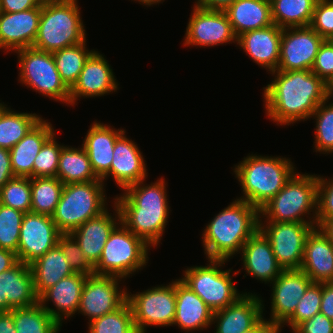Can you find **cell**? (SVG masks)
<instances>
[{
    "label": "cell",
    "instance_id": "6da1fadb",
    "mask_svg": "<svg viewBox=\"0 0 333 333\" xmlns=\"http://www.w3.org/2000/svg\"><path fill=\"white\" fill-rule=\"evenodd\" d=\"M263 87L265 113L277 125H290L311 118L317 106L329 97V85L311 70H275Z\"/></svg>",
    "mask_w": 333,
    "mask_h": 333
},
{
    "label": "cell",
    "instance_id": "7a4b0ae2",
    "mask_svg": "<svg viewBox=\"0 0 333 333\" xmlns=\"http://www.w3.org/2000/svg\"><path fill=\"white\" fill-rule=\"evenodd\" d=\"M145 180L127 186L113 201L120 213V222L150 247L157 246L168 223L166 181L161 178L151 184Z\"/></svg>",
    "mask_w": 333,
    "mask_h": 333
},
{
    "label": "cell",
    "instance_id": "3957f363",
    "mask_svg": "<svg viewBox=\"0 0 333 333\" xmlns=\"http://www.w3.org/2000/svg\"><path fill=\"white\" fill-rule=\"evenodd\" d=\"M259 210L236 198L206 226L202 242L206 259L228 260L239 254L259 229Z\"/></svg>",
    "mask_w": 333,
    "mask_h": 333
},
{
    "label": "cell",
    "instance_id": "277c9868",
    "mask_svg": "<svg viewBox=\"0 0 333 333\" xmlns=\"http://www.w3.org/2000/svg\"><path fill=\"white\" fill-rule=\"evenodd\" d=\"M294 169L286 157L253 154L244 157L233 170L243 192L239 200L260 210L296 173Z\"/></svg>",
    "mask_w": 333,
    "mask_h": 333
},
{
    "label": "cell",
    "instance_id": "5b68a950",
    "mask_svg": "<svg viewBox=\"0 0 333 333\" xmlns=\"http://www.w3.org/2000/svg\"><path fill=\"white\" fill-rule=\"evenodd\" d=\"M317 188L318 175L296 172L259 210V218L273 222L317 223ZM306 214L313 216L306 220L303 218Z\"/></svg>",
    "mask_w": 333,
    "mask_h": 333
},
{
    "label": "cell",
    "instance_id": "8992f818",
    "mask_svg": "<svg viewBox=\"0 0 333 333\" xmlns=\"http://www.w3.org/2000/svg\"><path fill=\"white\" fill-rule=\"evenodd\" d=\"M77 0L44 3L33 48L49 53L86 40V31Z\"/></svg>",
    "mask_w": 333,
    "mask_h": 333
},
{
    "label": "cell",
    "instance_id": "52a82bcc",
    "mask_svg": "<svg viewBox=\"0 0 333 333\" xmlns=\"http://www.w3.org/2000/svg\"><path fill=\"white\" fill-rule=\"evenodd\" d=\"M103 181L70 183L63 186L59 202L51 216L62 234H69L107 209Z\"/></svg>",
    "mask_w": 333,
    "mask_h": 333
},
{
    "label": "cell",
    "instance_id": "ba28073f",
    "mask_svg": "<svg viewBox=\"0 0 333 333\" xmlns=\"http://www.w3.org/2000/svg\"><path fill=\"white\" fill-rule=\"evenodd\" d=\"M148 250L150 246L120 222L110 233L93 274L126 279L147 265Z\"/></svg>",
    "mask_w": 333,
    "mask_h": 333
},
{
    "label": "cell",
    "instance_id": "9c48e42d",
    "mask_svg": "<svg viewBox=\"0 0 333 333\" xmlns=\"http://www.w3.org/2000/svg\"><path fill=\"white\" fill-rule=\"evenodd\" d=\"M208 261L207 266L185 269L180 279L215 312L234 303L243 293L240 294L233 284V275H230L232 269L222 270L221 266L228 260Z\"/></svg>",
    "mask_w": 333,
    "mask_h": 333
},
{
    "label": "cell",
    "instance_id": "30bf717a",
    "mask_svg": "<svg viewBox=\"0 0 333 333\" xmlns=\"http://www.w3.org/2000/svg\"><path fill=\"white\" fill-rule=\"evenodd\" d=\"M15 52L18 55L19 79L22 84L43 96L70 105V89L62 81L52 53L33 47Z\"/></svg>",
    "mask_w": 333,
    "mask_h": 333
},
{
    "label": "cell",
    "instance_id": "8fae6325",
    "mask_svg": "<svg viewBox=\"0 0 333 333\" xmlns=\"http://www.w3.org/2000/svg\"><path fill=\"white\" fill-rule=\"evenodd\" d=\"M127 291L135 327L146 333L148 326H172L176 313L175 281L136 294Z\"/></svg>",
    "mask_w": 333,
    "mask_h": 333
},
{
    "label": "cell",
    "instance_id": "7c38bea8",
    "mask_svg": "<svg viewBox=\"0 0 333 333\" xmlns=\"http://www.w3.org/2000/svg\"><path fill=\"white\" fill-rule=\"evenodd\" d=\"M315 227L317 223H263L262 218H259V230L269 240L275 258L283 270L301 268L307 236Z\"/></svg>",
    "mask_w": 333,
    "mask_h": 333
},
{
    "label": "cell",
    "instance_id": "4fadbf2b",
    "mask_svg": "<svg viewBox=\"0 0 333 333\" xmlns=\"http://www.w3.org/2000/svg\"><path fill=\"white\" fill-rule=\"evenodd\" d=\"M119 280L122 278L94 274L87 276L77 312L88 316L90 323L119 309L127 301V289H120Z\"/></svg>",
    "mask_w": 333,
    "mask_h": 333
},
{
    "label": "cell",
    "instance_id": "5bb4252c",
    "mask_svg": "<svg viewBox=\"0 0 333 333\" xmlns=\"http://www.w3.org/2000/svg\"><path fill=\"white\" fill-rule=\"evenodd\" d=\"M184 37V46H217L237 43L231 23L224 10H209L193 6Z\"/></svg>",
    "mask_w": 333,
    "mask_h": 333
},
{
    "label": "cell",
    "instance_id": "9a60e30c",
    "mask_svg": "<svg viewBox=\"0 0 333 333\" xmlns=\"http://www.w3.org/2000/svg\"><path fill=\"white\" fill-rule=\"evenodd\" d=\"M323 41L310 26L283 28L277 70H311Z\"/></svg>",
    "mask_w": 333,
    "mask_h": 333
},
{
    "label": "cell",
    "instance_id": "2e32d148",
    "mask_svg": "<svg viewBox=\"0 0 333 333\" xmlns=\"http://www.w3.org/2000/svg\"><path fill=\"white\" fill-rule=\"evenodd\" d=\"M61 234L51 216L25 213L20 228L18 261L31 264L54 248Z\"/></svg>",
    "mask_w": 333,
    "mask_h": 333
},
{
    "label": "cell",
    "instance_id": "e0dca14e",
    "mask_svg": "<svg viewBox=\"0 0 333 333\" xmlns=\"http://www.w3.org/2000/svg\"><path fill=\"white\" fill-rule=\"evenodd\" d=\"M313 283L301 269L283 270L272 285L269 323L281 327L295 312L300 299Z\"/></svg>",
    "mask_w": 333,
    "mask_h": 333
},
{
    "label": "cell",
    "instance_id": "ac0fdd59",
    "mask_svg": "<svg viewBox=\"0 0 333 333\" xmlns=\"http://www.w3.org/2000/svg\"><path fill=\"white\" fill-rule=\"evenodd\" d=\"M102 55L94 50L85 62L76 83L70 89V105H75L80 97L105 96L119 89L114 72Z\"/></svg>",
    "mask_w": 333,
    "mask_h": 333
},
{
    "label": "cell",
    "instance_id": "d6986e66",
    "mask_svg": "<svg viewBox=\"0 0 333 333\" xmlns=\"http://www.w3.org/2000/svg\"><path fill=\"white\" fill-rule=\"evenodd\" d=\"M263 302L255 293L245 292L234 303L215 311V333H244L252 329L264 317Z\"/></svg>",
    "mask_w": 333,
    "mask_h": 333
},
{
    "label": "cell",
    "instance_id": "ffe728a7",
    "mask_svg": "<svg viewBox=\"0 0 333 333\" xmlns=\"http://www.w3.org/2000/svg\"><path fill=\"white\" fill-rule=\"evenodd\" d=\"M124 132L115 142L110 171L101 179L111 176L121 190L127 186L145 180L147 169L144 157L138 146Z\"/></svg>",
    "mask_w": 333,
    "mask_h": 333
},
{
    "label": "cell",
    "instance_id": "44dd1931",
    "mask_svg": "<svg viewBox=\"0 0 333 333\" xmlns=\"http://www.w3.org/2000/svg\"><path fill=\"white\" fill-rule=\"evenodd\" d=\"M41 7L22 12H0V49L17 51L33 46L38 33Z\"/></svg>",
    "mask_w": 333,
    "mask_h": 333
},
{
    "label": "cell",
    "instance_id": "7402d4cb",
    "mask_svg": "<svg viewBox=\"0 0 333 333\" xmlns=\"http://www.w3.org/2000/svg\"><path fill=\"white\" fill-rule=\"evenodd\" d=\"M1 312L26 308L38 303L33 275L29 264L18 262L0 273Z\"/></svg>",
    "mask_w": 333,
    "mask_h": 333
},
{
    "label": "cell",
    "instance_id": "603a6c76",
    "mask_svg": "<svg viewBox=\"0 0 333 333\" xmlns=\"http://www.w3.org/2000/svg\"><path fill=\"white\" fill-rule=\"evenodd\" d=\"M86 278L85 274L74 273L61 279L38 297V303L62 326L63 319L78 311ZM48 301L56 308L48 307Z\"/></svg>",
    "mask_w": 333,
    "mask_h": 333
},
{
    "label": "cell",
    "instance_id": "cb8c5ba5",
    "mask_svg": "<svg viewBox=\"0 0 333 333\" xmlns=\"http://www.w3.org/2000/svg\"><path fill=\"white\" fill-rule=\"evenodd\" d=\"M282 33V28L272 24L241 34L237 37V45L255 63L272 72L278 68Z\"/></svg>",
    "mask_w": 333,
    "mask_h": 333
},
{
    "label": "cell",
    "instance_id": "d4e9b609",
    "mask_svg": "<svg viewBox=\"0 0 333 333\" xmlns=\"http://www.w3.org/2000/svg\"><path fill=\"white\" fill-rule=\"evenodd\" d=\"M113 207L115 218L114 214L112 216V213L106 209L70 233L79 243L86 259L93 267L98 263L110 233L120 224V213L115 203Z\"/></svg>",
    "mask_w": 333,
    "mask_h": 333
},
{
    "label": "cell",
    "instance_id": "484cf974",
    "mask_svg": "<svg viewBox=\"0 0 333 333\" xmlns=\"http://www.w3.org/2000/svg\"><path fill=\"white\" fill-rule=\"evenodd\" d=\"M240 254L246 273L262 283H272L283 271L269 240L259 229L243 245Z\"/></svg>",
    "mask_w": 333,
    "mask_h": 333
},
{
    "label": "cell",
    "instance_id": "4316f807",
    "mask_svg": "<svg viewBox=\"0 0 333 333\" xmlns=\"http://www.w3.org/2000/svg\"><path fill=\"white\" fill-rule=\"evenodd\" d=\"M300 269L313 282H333V242L319 227L307 236Z\"/></svg>",
    "mask_w": 333,
    "mask_h": 333
},
{
    "label": "cell",
    "instance_id": "83f0119b",
    "mask_svg": "<svg viewBox=\"0 0 333 333\" xmlns=\"http://www.w3.org/2000/svg\"><path fill=\"white\" fill-rule=\"evenodd\" d=\"M124 132L126 131L123 128L116 130L96 121L91 124L82 147L87 152L92 170L99 179L110 171L114 144Z\"/></svg>",
    "mask_w": 333,
    "mask_h": 333
},
{
    "label": "cell",
    "instance_id": "f1b7e54d",
    "mask_svg": "<svg viewBox=\"0 0 333 333\" xmlns=\"http://www.w3.org/2000/svg\"><path fill=\"white\" fill-rule=\"evenodd\" d=\"M176 313L173 325L182 330L207 329L212 325L213 311L180 278L175 280Z\"/></svg>",
    "mask_w": 333,
    "mask_h": 333
},
{
    "label": "cell",
    "instance_id": "f546056e",
    "mask_svg": "<svg viewBox=\"0 0 333 333\" xmlns=\"http://www.w3.org/2000/svg\"><path fill=\"white\" fill-rule=\"evenodd\" d=\"M52 124L43 118L10 150L15 177L33 178V163L44 143L54 134Z\"/></svg>",
    "mask_w": 333,
    "mask_h": 333
},
{
    "label": "cell",
    "instance_id": "4dcf8cb0",
    "mask_svg": "<svg viewBox=\"0 0 333 333\" xmlns=\"http://www.w3.org/2000/svg\"><path fill=\"white\" fill-rule=\"evenodd\" d=\"M224 12L236 37L273 24L271 4L267 0H236Z\"/></svg>",
    "mask_w": 333,
    "mask_h": 333
},
{
    "label": "cell",
    "instance_id": "1f68e13d",
    "mask_svg": "<svg viewBox=\"0 0 333 333\" xmlns=\"http://www.w3.org/2000/svg\"><path fill=\"white\" fill-rule=\"evenodd\" d=\"M29 265L33 275L34 289L38 297L61 279L75 273L58 245Z\"/></svg>",
    "mask_w": 333,
    "mask_h": 333
},
{
    "label": "cell",
    "instance_id": "d6a6232c",
    "mask_svg": "<svg viewBox=\"0 0 333 333\" xmlns=\"http://www.w3.org/2000/svg\"><path fill=\"white\" fill-rule=\"evenodd\" d=\"M64 185L102 181L92 170L90 160L84 148L64 146L61 150L56 176Z\"/></svg>",
    "mask_w": 333,
    "mask_h": 333
},
{
    "label": "cell",
    "instance_id": "836d02e7",
    "mask_svg": "<svg viewBox=\"0 0 333 333\" xmlns=\"http://www.w3.org/2000/svg\"><path fill=\"white\" fill-rule=\"evenodd\" d=\"M318 0H273L271 15L273 24L280 28L310 26Z\"/></svg>",
    "mask_w": 333,
    "mask_h": 333
},
{
    "label": "cell",
    "instance_id": "e575fe53",
    "mask_svg": "<svg viewBox=\"0 0 333 333\" xmlns=\"http://www.w3.org/2000/svg\"><path fill=\"white\" fill-rule=\"evenodd\" d=\"M41 119L36 113L16 112L6 106L0 114V148L10 150Z\"/></svg>",
    "mask_w": 333,
    "mask_h": 333
},
{
    "label": "cell",
    "instance_id": "d590c367",
    "mask_svg": "<svg viewBox=\"0 0 333 333\" xmlns=\"http://www.w3.org/2000/svg\"><path fill=\"white\" fill-rule=\"evenodd\" d=\"M64 184L57 177L31 178V211L52 216Z\"/></svg>",
    "mask_w": 333,
    "mask_h": 333
},
{
    "label": "cell",
    "instance_id": "8d00e7d4",
    "mask_svg": "<svg viewBox=\"0 0 333 333\" xmlns=\"http://www.w3.org/2000/svg\"><path fill=\"white\" fill-rule=\"evenodd\" d=\"M13 320L17 333H58L61 327L39 303L14 308Z\"/></svg>",
    "mask_w": 333,
    "mask_h": 333
},
{
    "label": "cell",
    "instance_id": "74e56055",
    "mask_svg": "<svg viewBox=\"0 0 333 333\" xmlns=\"http://www.w3.org/2000/svg\"><path fill=\"white\" fill-rule=\"evenodd\" d=\"M86 41L52 53L59 75L69 89L76 83L85 62L94 52L87 49Z\"/></svg>",
    "mask_w": 333,
    "mask_h": 333
},
{
    "label": "cell",
    "instance_id": "f35d334b",
    "mask_svg": "<svg viewBox=\"0 0 333 333\" xmlns=\"http://www.w3.org/2000/svg\"><path fill=\"white\" fill-rule=\"evenodd\" d=\"M88 324V333H138L132 309L127 301L116 311L105 314Z\"/></svg>",
    "mask_w": 333,
    "mask_h": 333
},
{
    "label": "cell",
    "instance_id": "ab89813d",
    "mask_svg": "<svg viewBox=\"0 0 333 333\" xmlns=\"http://www.w3.org/2000/svg\"><path fill=\"white\" fill-rule=\"evenodd\" d=\"M330 99L320 103L311 115L316 120L314 149L323 154L333 153V102L328 104Z\"/></svg>",
    "mask_w": 333,
    "mask_h": 333
},
{
    "label": "cell",
    "instance_id": "60d3db41",
    "mask_svg": "<svg viewBox=\"0 0 333 333\" xmlns=\"http://www.w3.org/2000/svg\"><path fill=\"white\" fill-rule=\"evenodd\" d=\"M0 203L20 210L31 211V178L13 177L0 189Z\"/></svg>",
    "mask_w": 333,
    "mask_h": 333
},
{
    "label": "cell",
    "instance_id": "b9f144b4",
    "mask_svg": "<svg viewBox=\"0 0 333 333\" xmlns=\"http://www.w3.org/2000/svg\"><path fill=\"white\" fill-rule=\"evenodd\" d=\"M25 213L0 203V248L17 254L20 228Z\"/></svg>",
    "mask_w": 333,
    "mask_h": 333
},
{
    "label": "cell",
    "instance_id": "7bdbcfd3",
    "mask_svg": "<svg viewBox=\"0 0 333 333\" xmlns=\"http://www.w3.org/2000/svg\"><path fill=\"white\" fill-rule=\"evenodd\" d=\"M321 302L322 283L313 282L300 299L294 314L280 328L287 323V326L294 330L299 324L320 312Z\"/></svg>",
    "mask_w": 333,
    "mask_h": 333
},
{
    "label": "cell",
    "instance_id": "ee69618b",
    "mask_svg": "<svg viewBox=\"0 0 333 333\" xmlns=\"http://www.w3.org/2000/svg\"><path fill=\"white\" fill-rule=\"evenodd\" d=\"M64 145L56 141L54 133L42 146L33 163L34 177H56L59 156Z\"/></svg>",
    "mask_w": 333,
    "mask_h": 333
},
{
    "label": "cell",
    "instance_id": "f6af8a7d",
    "mask_svg": "<svg viewBox=\"0 0 333 333\" xmlns=\"http://www.w3.org/2000/svg\"><path fill=\"white\" fill-rule=\"evenodd\" d=\"M57 245L61 248L68 264L75 273L93 275L94 267L88 262L76 239L69 234H61Z\"/></svg>",
    "mask_w": 333,
    "mask_h": 333
},
{
    "label": "cell",
    "instance_id": "bcb514c9",
    "mask_svg": "<svg viewBox=\"0 0 333 333\" xmlns=\"http://www.w3.org/2000/svg\"><path fill=\"white\" fill-rule=\"evenodd\" d=\"M310 27L324 40L333 37V0H318Z\"/></svg>",
    "mask_w": 333,
    "mask_h": 333
},
{
    "label": "cell",
    "instance_id": "7dc6e473",
    "mask_svg": "<svg viewBox=\"0 0 333 333\" xmlns=\"http://www.w3.org/2000/svg\"><path fill=\"white\" fill-rule=\"evenodd\" d=\"M330 217H333V178L318 175L317 227Z\"/></svg>",
    "mask_w": 333,
    "mask_h": 333
},
{
    "label": "cell",
    "instance_id": "c3c4849f",
    "mask_svg": "<svg viewBox=\"0 0 333 333\" xmlns=\"http://www.w3.org/2000/svg\"><path fill=\"white\" fill-rule=\"evenodd\" d=\"M311 71L327 85L333 82V42L330 40L323 41Z\"/></svg>",
    "mask_w": 333,
    "mask_h": 333
},
{
    "label": "cell",
    "instance_id": "681fc988",
    "mask_svg": "<svg viewBox=\"0 0 333 333\" xmlns=\"http://www.w3.org/2000/svg\"><path fill=\"white\" fill-rule=\"evenodd\" d=\"M293 333H333V321L323 315L317 313L311 319L305 320L299 324Z\"/></svg>",
    "mask_w": 333,
    "mask_h": 333
},
{
    "label": "cell",
    "instance_id": "f907efd6",
    "mask_svg": "<svg viewBox=\"0 0 333 333\" xmlns=\"http://www.w3.org/2000/svg\"><path fill=\"white\" fill-rule=\"evenodd\" d=\"M42 7L39 0H0V12L15 13Z\"/></svg>",
    "mask_w": 333,
    "mask_h": 333
},
{
    "label": "cell",
    "instance_id": "816d5d0a",
    "mask_svg": "<svg viewBox=\"0 0 333 333\" xmlns=\"http://www.w3.org/2000/svg\"><path fill=\"white\" fill-rule=\"evenodd\" d=\"M320 312L333 321V282H322Z\"/></svg>",
    "mask_w": 333,
    "mask_h": 333
},
{
    "label": "cell",
    "instance_id": "f5cc1de1",
    "mask_svg": "<svg viewBox=\"0 0 333 333\" xmlns=\"http://www.w3.org/2000/svg\"><path fill=\"white\" fill-rule=\"evenodd\" d=\"M13 177L9 150L0 148V189Z\"/></svg>",
    "mask_w": 333,
    "mask_h": 333
},
{
    "label": "cell",
    "instance_id": "db71d44e",
    "mask_svg": "<svg viewBox=\"0 0 333 333\" xmlns=\"http://www.w3.org/2000/svg\"><path fill=\"white\" fill-rule=\"evenodd\" d=\"M18 262L17 254L14 251L0 248V273L11 269Z\"/></svg>",
    "mask_w": 333,
    "mask_h": 333
},
{
    "label": "cell",
    "instance_id": "11a10c76",
    "mask_svg": "<svg viewBox=\"0 0 333 333\" xmlns=\"http://www.w3.org/2000/svg\"><path fill=\"white\" fill-rule=\"evenodd\" d=\"M236 0H196L195 7L209 10H225Z\"/></svg>",
    "mask_w": 333,
    "mask_h": 333
},
{
    "label": "cell",
    "instance_id": "9f6ffc18",
    "mask_svg": "<svg viewBox=\"0 0 333 333\" xmlns=\"http://www.w3.org/2000/svg\"><path fill=\"white\" fill-rule=\"evenodd\" d=\"M0 333H17L13 320V309L0 312Z\"/></svg>",
    "mask_w": 333,
    "mask_h": 333
},
{
    "label": "cell",
    "instance_id": "6f0895ef",
    "mask_svg": "<svg viewBox=\"0 0 333 333\" xmlns=\"http://www.w3.org/2000/svg\"><path fill=\"white\" fill-rule=\"evenodd\" d=\"M281 328L269 323L264 317L250 330L244 333H277Z\"/></svg>",
    "mask_w": 333,
    "mask_h": 333
},
{
    "label": "cell",
    "instance_id": "680465c9",
    "mask_svg": "<svg viewBox=\"0 0 333 333\" xmlns=\"http://www.w3.org/2000/svg\"><path fill=\"white\" fill-rule=\"evenodd\" d=\"M319 228L333 242V217L327 218Z\"/></svg>",
    "mask_w": 333,
    "mask_h": 333
},
{
    "label": "cell",
    "instance_id": "91938a15",
    "mask_svg": "<svg viewBox=\"0 0 333 333\" xmlns=\"http://www.w3.org/2000/svg\"><path fill=\"white\" fill-rule=\"evenodd\" d=\"M134 1H136V2L138 1L139 3H142L143 5H146V6H152L155 4H159L164 0H134Z\"/></svg>",
    "mask_w": 333,
    "mask_h": 333
},
{
    "label": "cell",
    "instance_id": "94428289",
    "mask_svg": "<svg viewBox=\"0 0 333 333\" xmlns=\"http://www.w3.org/2000/svg\"><path fill=\"white\" fill-rule=\"evenodd\" d=\"M42 4L44 3H57V2H69L73 0H39Z\"/></svg>",
    "mask_w": 333,
    "mask_h": 333
},
{
    "label": "cell",
    "instance_id": "6125c7cd",
    "mask_svg": "<svg viewBox=\"0 0 333 333\" xmlns=\"http://www.w3.org/2000/svg\"><path fill=\"white\" fill-rule=\"evenodd\" d=\"M329 97L333 98V82L329 85Z\"/></svg>",
    "mask_w": 333,
    "mask_h": 333
},
{
    "label": "cell",
    "instance_id": "be15d7a7",
    "mask_svg": "<svg viewBox=\"0 0 333 333\" xmlns=\"http://www.w3.org/2000/svg\"><path fill=\"white\" fill-rule=\"evenodd\" d=\"M5 106H7L6 104H4V102L2 103H0V114H1V112L6 108Z\"/></svg>",
    "mask_w": 333,
    "mask_h": 333
},
{
    "label": "cell",
    "instance_id": "e7e4bbea",
    "mask_svg": "<svg viewBox=\"0 0 333 333\" xmlns=\"http://www.w3.org/2000/svg\"><path fill=\"white\" fill-rule=\"evenodd\" d=\"M0 312H1V289H0Z\"/></svg>",
    "mask_w": 333,
    "mask_h": 333
}]
</instances>
